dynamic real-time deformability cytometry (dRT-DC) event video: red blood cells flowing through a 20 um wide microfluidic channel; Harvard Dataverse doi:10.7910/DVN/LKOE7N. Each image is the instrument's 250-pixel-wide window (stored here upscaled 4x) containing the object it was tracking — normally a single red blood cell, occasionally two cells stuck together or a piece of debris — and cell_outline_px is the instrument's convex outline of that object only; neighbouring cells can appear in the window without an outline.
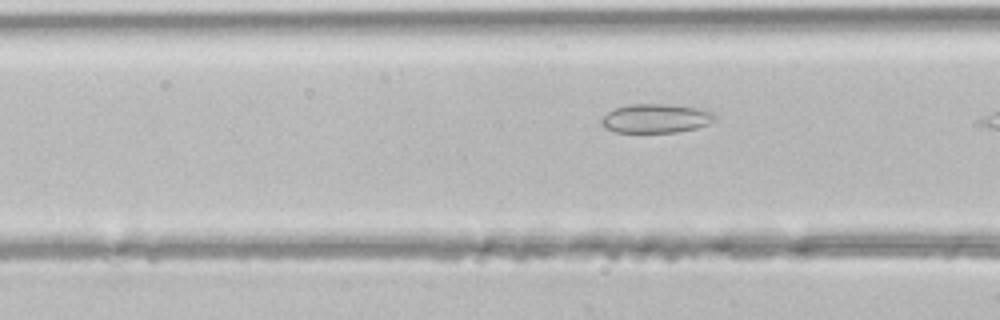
{"species": "common noctule bat (a hibernating species)", "species_latin": "Nyctalus noctula", "temperature_condition": "room temperature", "stored_images_in_passage": 5, "camera_frame_rate_fps": 3000, "um_per_image_px": 0.085, "animal": {"sex": "male", "body_mass_g": 21.5, "forearm_length_mm": 52.0}, "frame": {"image": 1, "passage_image": 5, "time_ms": 1.333, "image_size_px": [1000, 320], "cell_outline_px": [[716, 116], [708, 124], [696, 128], [676, 132], [616, 132], [604, 128], [600, 124], [600, 120], [608, 112], [616, 108], [628, 104], [672, 104], [696, 108], [712, 112]], "centroid_in_image_um": [55.71, 10.06], "position_along_channel_um": 110.9, "area_um2": 19.07}}